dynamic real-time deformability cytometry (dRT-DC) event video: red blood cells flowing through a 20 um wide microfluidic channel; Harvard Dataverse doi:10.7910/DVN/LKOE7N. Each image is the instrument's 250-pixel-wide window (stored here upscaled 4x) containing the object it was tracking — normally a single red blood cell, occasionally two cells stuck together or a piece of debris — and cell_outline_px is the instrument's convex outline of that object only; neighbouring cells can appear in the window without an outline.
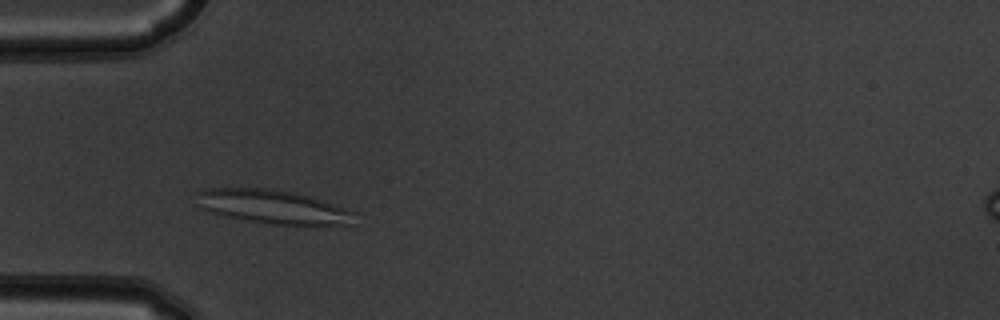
{"species": "common noctule bat (a hibernating species)", "species_latin": "Nyctalus noctula", "temperature_condition": "warm", "stored_images_in_passage": 7, "camera_frame_rate_fps": 3000, "um_per_image_px": 0.085, "animal": {"sex": "male", "body_mass_g": 19.5, "forearm_length_mm": 54.6}, "frame": {"image": 1, "passage_image": 1, "time_ms": 0.0, "image_size_px": [1000, 320], "cell_outline_px": [[356, 212], [348, 224], [276, 224], [228, 216], [208, 212], [192, 204], [192, 192], [200, 188], [272, 188], [296, 192], [312, 196], [324, 200]], "centroid_in_image_um": [23.01, 17.52], "position_along_channel_um": 62.0, "area_um2": 31.44}}
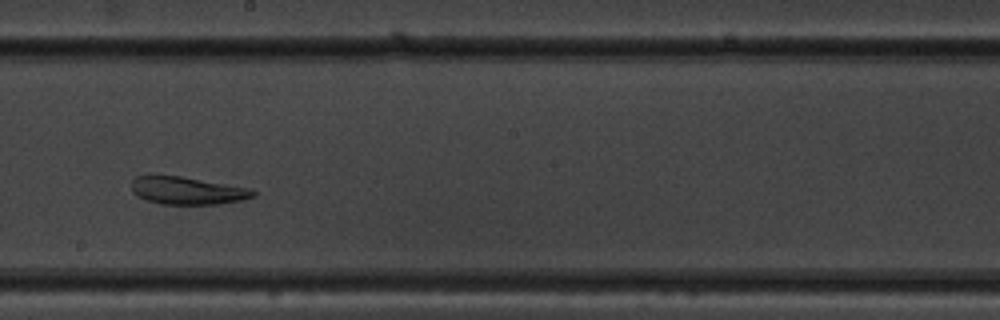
{"frame": {"image": 2, "passage_image": 5, "time_ms": 1.333, "image_size_px": [1000, 320], "cell_outline_px": [[256, 196], [240, 200], [216, 204], [160, 204], [136, 196], [132, 192], [132, 180], [136, 176], [152, 172], [180, 176], [252, 188], [256, 192]], "centroid_in_image_um": [15.85, 16.16], "position_along_channel_um": 232.3, "area_um2": 20.11}}
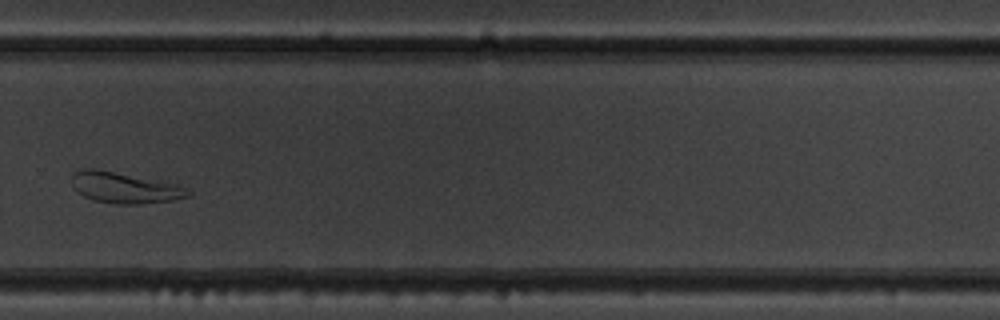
{"frame": {"image": 3, "passage_image": 7, "time_ms": 2.0, "image_size_px": [1000, 320], "cell_outline_px": [[192, 196], [172, 200], [140, 204], [116, 204], [96, 200], [84, 196], [76, 192], [72, 184], [72, 172], [84, 168], [96, 168], [172, 184], [188, 188], [192, 192]], "centroid_in_image_um": [10.56, 15.96], "position_along_channel_um": 319.2, "area_um2": 20.75}}